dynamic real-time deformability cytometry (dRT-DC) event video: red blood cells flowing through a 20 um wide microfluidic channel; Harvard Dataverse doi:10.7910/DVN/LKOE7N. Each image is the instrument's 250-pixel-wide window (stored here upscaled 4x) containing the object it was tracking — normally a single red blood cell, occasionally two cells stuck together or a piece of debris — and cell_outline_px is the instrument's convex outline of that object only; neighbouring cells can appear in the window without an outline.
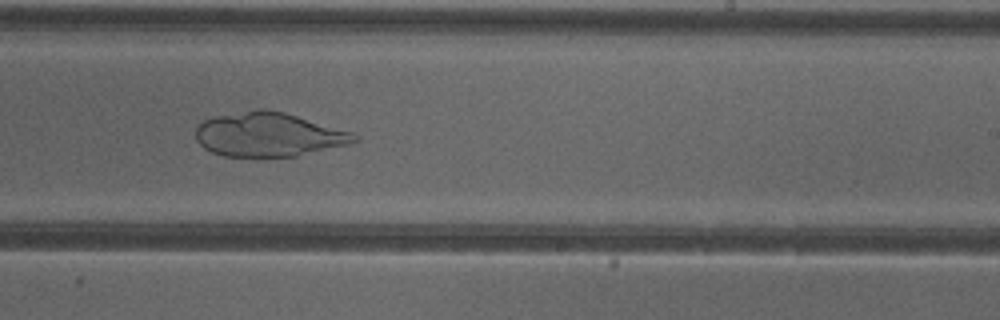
{"species": "common noctule bat (a hibernating species)", "species_latin": "Nyctalus noctula", "temperature_condition": "cold", "stored_images_in_passage": 43, "camera_frame_rate_fps": 3000, "um_per_image_px": 0.085, "animal": {"sex": "female"}, "frame": {"image": 1, "passage_image": 30, "time_ms": 9.667, "image_size_px": [1000, 320], "cell_outline_px": [[360, 140], [348, 144], [296, 156], [224, 156], [212, 152], [204, 148], [196, 140], [196, 128], [204, 120], [212, 116], [256, 108], [264, 108], [284, 112], [352, 132], [360, 136]], "centroid_in_image_um": [22.81, 11.42], "position_along_channel_um": 266.2, "area_um2": 40.75}}